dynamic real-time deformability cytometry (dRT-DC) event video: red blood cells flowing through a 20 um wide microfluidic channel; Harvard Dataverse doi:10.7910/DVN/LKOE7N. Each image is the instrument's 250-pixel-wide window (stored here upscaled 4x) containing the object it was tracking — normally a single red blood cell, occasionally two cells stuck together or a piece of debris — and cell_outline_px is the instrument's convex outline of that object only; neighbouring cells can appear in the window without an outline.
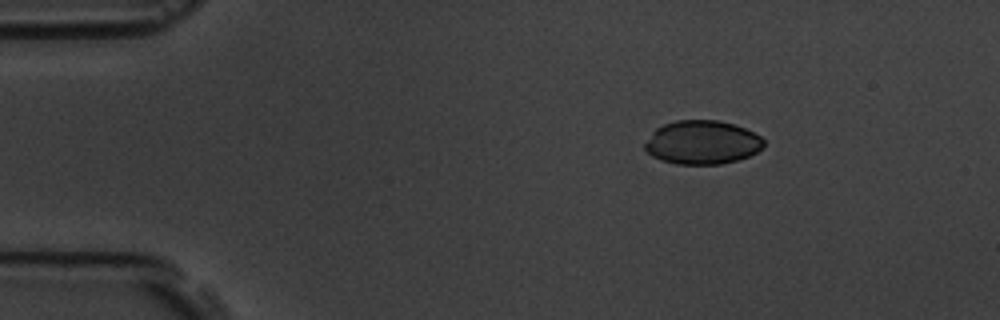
{"species": "common noctule bat (a hibernating species)", "species_latin": "Nyctalus noctula", "temperature_condition": "room temperature", "stored_images_in_passage": 6, "camera_frame_rate_fps": 3000, "um_per_image_px": 0.085, "animal": {"sex": "male", "body_mass_g": 19.5, "forearm_length_mm": 54.6}, "frame": {"image": 1, "passage_image": 3, "time_ms": 2.333, "image_size_px": [1000, 320], "cell_outline_px": [[764, 144], [756, 152], [748, 156], [736, 160], [720, 164], [676, 164], [660, 160], [652, 156], [644, 148], [644, 144], [652, 132], [656, 128], [664, 124], [676, 120], [716, 120], [732, 124], [744, 128], [760, 136], [764, 140]], "centroid_in_image_um": [59.65, 12.1], "position_along_channel_um": 25.4, "area_um2": 30.11}}